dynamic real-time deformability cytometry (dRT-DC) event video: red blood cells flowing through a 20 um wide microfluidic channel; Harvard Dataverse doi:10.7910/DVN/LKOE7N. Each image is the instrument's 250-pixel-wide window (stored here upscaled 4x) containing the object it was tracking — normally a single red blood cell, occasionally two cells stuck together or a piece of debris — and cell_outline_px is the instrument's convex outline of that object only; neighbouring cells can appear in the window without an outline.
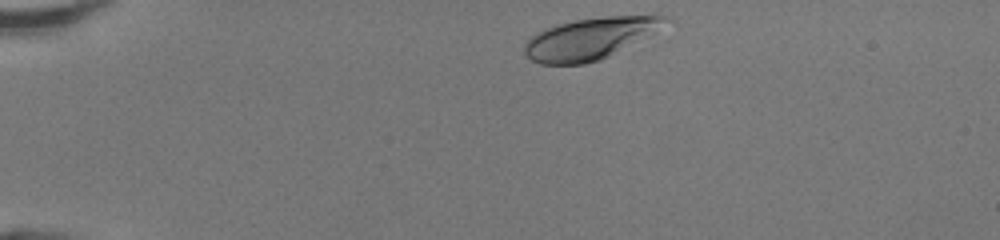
{"species": "human", "species_latin": "Homo sapiens", "temperature_condition": "room temperature", "stored_images_in_passage": 34, "camera_frame_rate_fps": 3000, "um_per_image_px": 0.085, "donor": {"sex": "female"}, "frame": {"image": 1, "passage_image": 1, "time_ms": 0.0, "image_size_px": [1000, 240], "cell_outline_px": [[672, 20], [608, 56], [600, 60], [584, 64], [540, 64], [532, 60], [524, 52], [524, 44], [536, 32], [544, 28], [556, 24], [576, 20], [604, 16], [652, 12], [656, 12], [672, 16]], "centroid_in_image_um": [50.2, 3.21], "position_along_channel_um": 34.8, "area_um2": 34.33}}
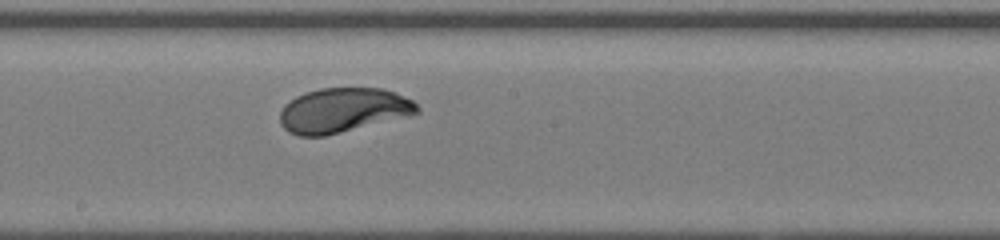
{"frame": {"image": 2, "passage_image": 19, "time_ms": 6.0, "image_size_px": [1000, 240], "cell_outline_px": [[420, 112], [408, 116], [324, 136], [300, 136], [288, 132], [280, 124], [280, 112], [284, 104], [296, 96], [304, 92], [320, 88], [380, 88], [396, 92], [412, 100], [420, 108]], "centroid_in_image_um": [29.14, 9.36], "position_along_channel_um": 219.1, "area_um2": 35.66}}
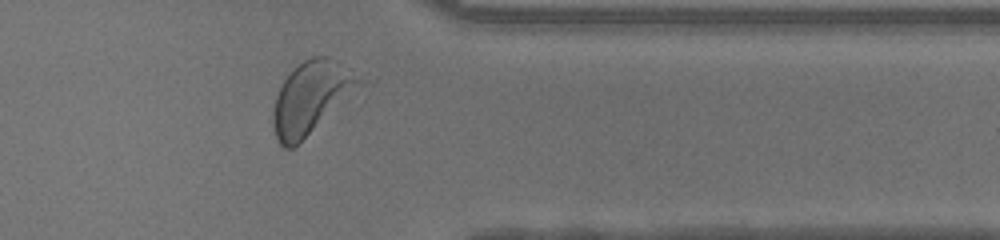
{"frame": {"image": 3, "passage_image": 31, "time_ms": 10.0, "image_size_px": [1000, 240], "cell_outline_px": [[364, 80], [292, 148], [284, 148], [276, 140], [272, 124], [272, 112], [276, 96], [284, 80], [304, 60], [312, 56], [328, 56], [352, 68]], "centroid_in_image_um": [26.39, 8.25], "position_along_channel_um": 385.0, "area_um2": 34.8}, "authors_computed_cell_mechanics": {"area_um2": 34.8534, "velocity_mm_per_s": 4.2514, "shape_relaxation_time_tau1_ms": 1.9234, "shape_relaxation_time_tau2_ms": null, "deformation_change_tau1": 0.1408, "deformation_change_tau2": null}}